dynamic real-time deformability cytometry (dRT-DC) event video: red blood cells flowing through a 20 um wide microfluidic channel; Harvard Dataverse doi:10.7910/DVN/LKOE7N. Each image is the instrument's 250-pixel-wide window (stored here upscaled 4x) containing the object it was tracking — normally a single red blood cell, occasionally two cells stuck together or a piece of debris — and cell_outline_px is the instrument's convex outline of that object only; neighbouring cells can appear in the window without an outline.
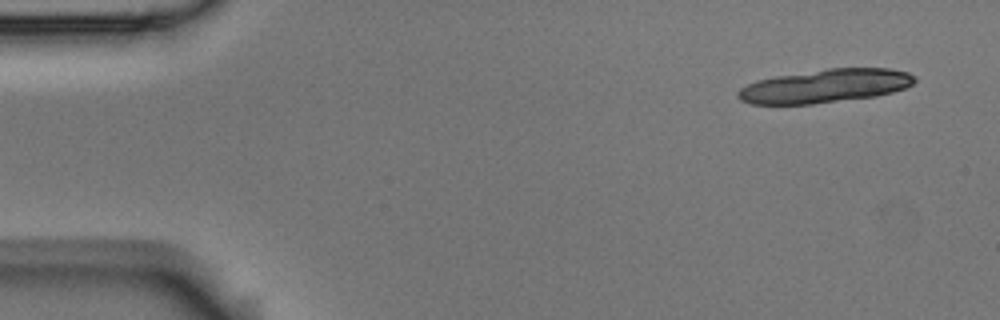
{"species": "Egyptian fruit bat (a non-hibernating species)", "species_latin": "Rousettus aegyptiacus", "temperature_condition": "room temperature", "stored_images_in_passage": 5, "camera_frame_rate_fps": 3000, "um_per_image_px": 0.085, "animal": {"sex": "male"}, "frame": {"image": 1, "passage_image": 1, "time_ms": 0.0, "image_size_px": [1000, 320], "cell_outline_px": [[916, 80], [912, 84], [904, 88], [892, 92], [876, 96], [812, 104], [752, 104], [740, 100], [736, 96], [736, 92], [740, 88], [756, 80], [776, 76], [828, 68], [888, 68], [908, 72], [916, 76]], "centroid_in_image_um": [70.13, 7.31], "position_along_channel_um": 14.9, "area_um2": 34.51}}
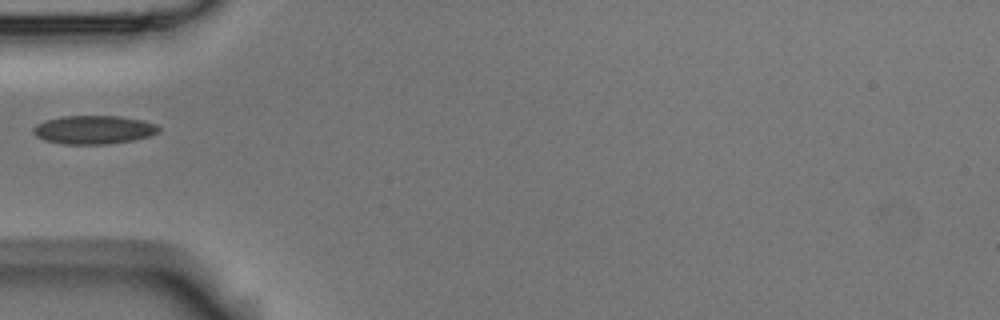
{"frame": {"image": 2, "passage_image": 4, "time_ms": 1.0, "image_size_px": [1000, 320], "cell_outline_px": [[160, 132], [152, 136], [136, 140], [108, 144], [64, 144], [44, 140], [36, 136], [32, 132], [32, 128], [36, 124], [44, 120], [64, 116], [120, 116], [140, 120], [156, 124], [160, 128]], "centroid_in_image_um": [7.98, 11.03], "position_along_channel_um": 77.0, "area_um2": 21.1}}
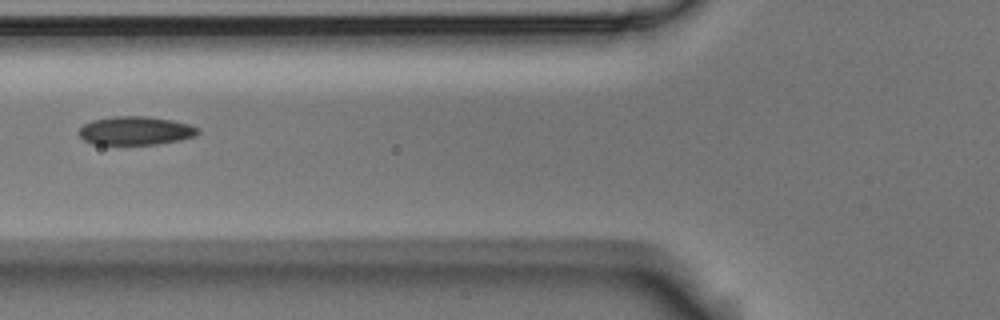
{"frame": {"image": 3, "passage_image": 5, "time_ms": 1.333, "image_size_px": [1000, 320], "cell_outline_px": [[200, 132], [196, 136], [180, 140], [156, 144], [92, 144], [84, 140], [76, 132], [84, 124], [92, 120], [116, 116], [148, 116], [172, 120], [188, 124], [200, 128]], "centroid_in_image_um": [11.53, 11.1], "position_along_channel_um": 114.3, "area_um2": 19.88}}